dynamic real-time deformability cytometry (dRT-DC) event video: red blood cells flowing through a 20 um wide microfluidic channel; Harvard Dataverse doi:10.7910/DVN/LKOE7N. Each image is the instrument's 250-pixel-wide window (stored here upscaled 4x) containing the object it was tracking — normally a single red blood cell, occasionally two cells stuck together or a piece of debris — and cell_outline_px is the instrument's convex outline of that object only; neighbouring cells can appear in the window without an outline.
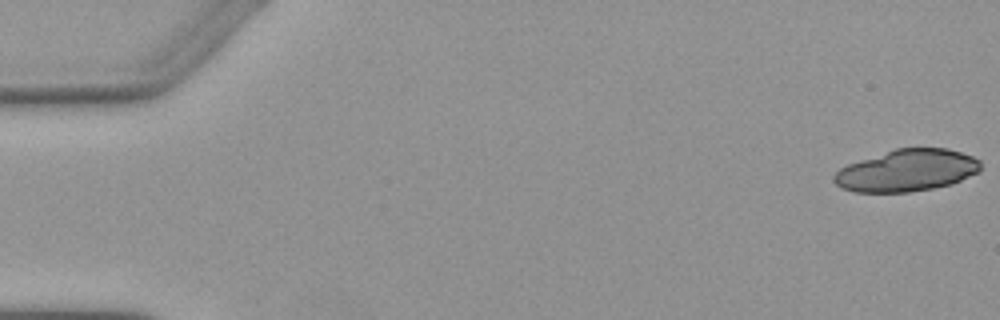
{"species": "Egyptian fruit bat (a non-hibernating species)", "species_latin": "Rousettus aegyptiacus", "temperature_condition": "warm", "stored_images_in_passage": 5, "camera_frame_rate_fps": 3000, "um_per_image_px": 0.085, "animal": {"sex": "female"}, "frame": {"image": 1, "passage_image": 1, "time_ms": 0.0, "image_size_px": [1000, 320], "cell_outline_px": [[980, 172], [952, 184], [932, 188], [908, 192], [856, 192], [840, 188], [832, 180], [832, 176], [840, 168], [848, 164], [896, 148], [948, 148], [972, 156], [980, 160]], "centroid_in_image_um": [77.08, 14.49], "position_along_channel_um": 7.9, "area_um2": 35.84}}